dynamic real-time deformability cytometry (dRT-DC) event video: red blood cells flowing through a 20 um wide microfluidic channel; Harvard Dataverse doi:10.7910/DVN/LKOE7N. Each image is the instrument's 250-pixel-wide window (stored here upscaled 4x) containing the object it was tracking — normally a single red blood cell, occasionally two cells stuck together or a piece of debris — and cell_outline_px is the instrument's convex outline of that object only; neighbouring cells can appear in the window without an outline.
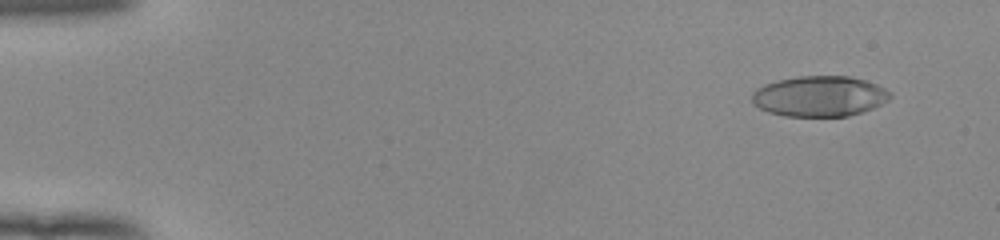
{"species": "human", "species_latin": "Homo sapiens", "temperature_condition": "room temperature", "stored_images_in_passage": 53, "camera_frame_rate_fps": 3000, "um_per_image_px": 0.085, "donor": {"sex": "female"}, "frame": {"image": 1, "passage_image": 5, "time_ms": 1.333, "image_size_px": [1000, 240], "cell_outline_px": [[892, 96], [888, 100], [872, 108], [848, 116], [784, 116], [768, 112], [752, 104], [752, 92], [756, 88], [764, 84], [776, 80], [800, 76], [848, 76], [864, 80], [876, 84], [892, 92]], "centroid_in_image_um": [69.63, 8.17], "position_along_channel_um": 15.4, "area_um2": 32.71}}
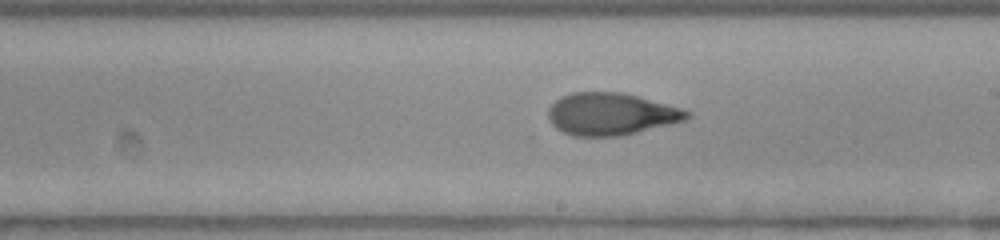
{"frame": {"image": 2, "passage_image": 32, "time_ms": 10.333, "image_size_px": [1000, 240], "cell_outline_px": [[692, 116], [684, 120], [672, 124], [620, 136], [572, 136], [556, 128], [552, 124], [548, 116], [548, 108], [560, 96], [572, 92], [624, 92], [680, 108], [692, 112]], "centroid_in_image_um": [51.93, 9.69], "position_along_channel_um": 237.1, "area_um2": 34.22}}
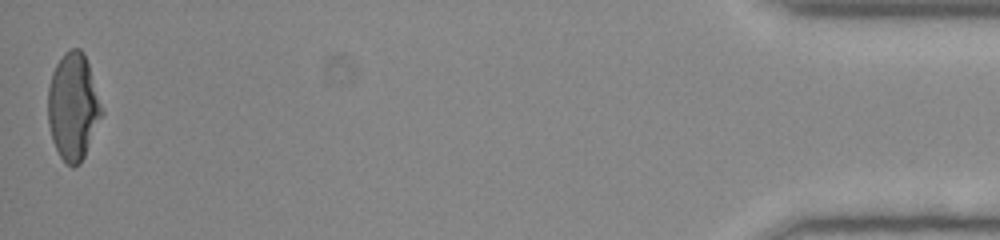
{"frame": {"image": 3, "passage_image": 53, "time_ms": 17.333, "image_size_px": [1000, 240], "cell_outline_px": [[104, 112], [84, 156], [80, 164], [72, 168], [60, 156], [52, 140], [48, 124], [48, 84], [52, 72], [56, 64], [64, 52], [72, 48], [80, 48], [84, 52]], "centroid_in_image_um": [6.2, 9.05], "position_along_channel_um": 429.0, "area_um2": 33.47}, "authors_computed_cell_mechanics": {"area_um2": 33.9286, "velocity_mm_per_s": 3.9668, "shape_relaxation_time_tau1_ms": 8.3146, "shape_relaxation_time_tau2_ms": 1.3835, "deformation_change_tau1": 0.3091, "deformation_change_tau2": 0.0697}}